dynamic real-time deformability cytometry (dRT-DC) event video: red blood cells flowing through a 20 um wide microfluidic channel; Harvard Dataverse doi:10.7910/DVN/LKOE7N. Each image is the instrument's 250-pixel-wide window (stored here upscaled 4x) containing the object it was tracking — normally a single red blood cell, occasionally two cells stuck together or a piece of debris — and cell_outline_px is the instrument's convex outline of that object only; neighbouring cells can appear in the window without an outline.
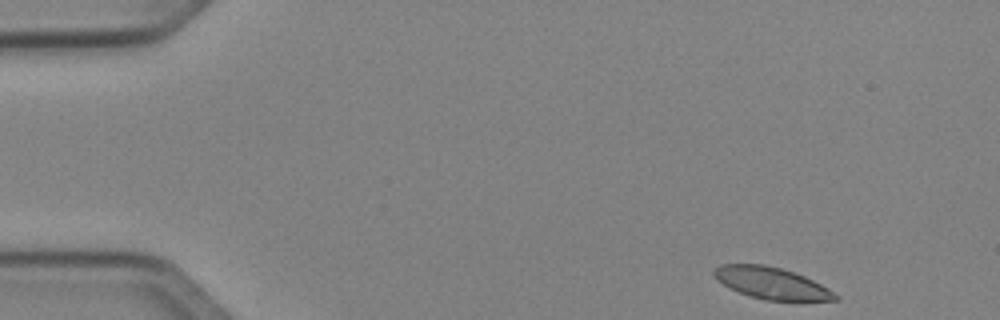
{"species": "Egyptian fruit bat (a non-hibernating species)", "species_latin": "Rousettus aegyptiacus", "temperature_condition": "cold", "stored_images_in_passage": 44, "camera_frame_rate_fps": 3000, "um_per_image_px": 0.085, "animal": {"sex": "female"}, "frame": {"image": 1, "passage_image": 1, "time_ms": 0.0, "image_size_px": [1000, 320], "cell_outline_px": [[840, 300], [764, 300], [748, 296], [728, 288], [716, 280], [712, 276], [712, 272], [720, 264], [764, 264], [780, 268], [804, 276], [828, 288], [840, 296]], "centroid_in_image_um": [65.53, 24.07], "position_along_channel_um": 19.5, "area_um2": 22.48}}
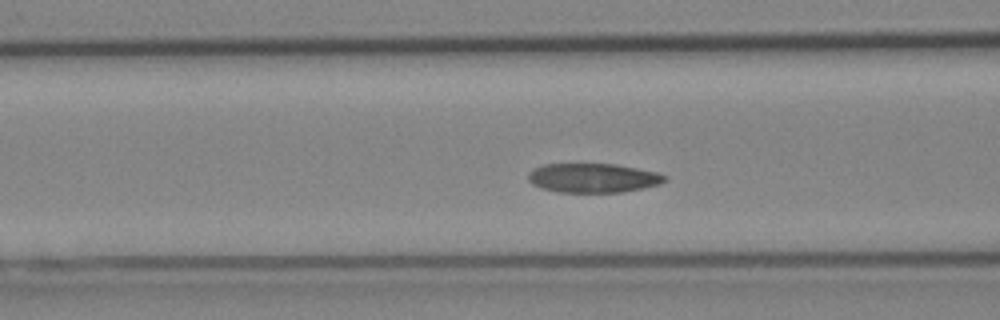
{"frame": {"image": 2, "passage_image": 16, "time_ms": 5.0, "image_size_px": [1000, 320], "cell_outline_px": [[668, 180], [660, 184], [620, 192], [560, 192], [540, 188], [532, 184], [528, 180], [528, 172], [532, 168], [544, 164], [616, 164], [656, 172], [668, 176]], "centroid_in_image_um": [50.38, 15.12], "position_along_channel_um": 116.2, "area_um2": 23.29}}
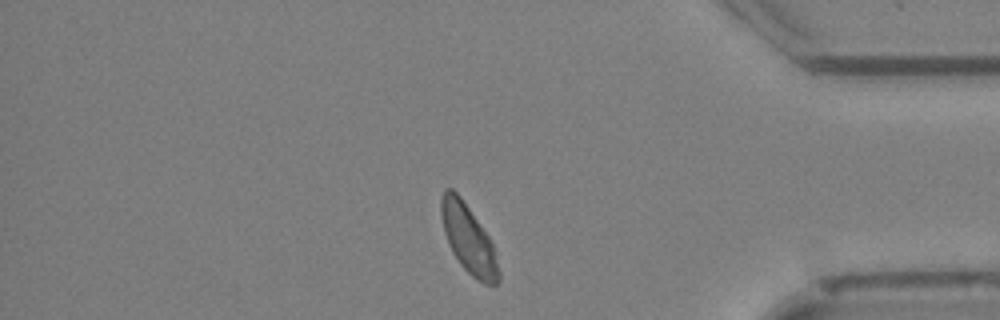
{"frame": {"image": 3, "passage_image": 39, "time_ms": 12.667, "image_size_px": [1000, 320], "cell_outline_px": [[500, 280], [496, 284], [484, 284], [472, 276], [460, 264], [452, 252], [448, 244], [444, 232], [440, 216], [440, 196], [444, 188], [452, 188], [460, 196], [488, 236], [492, 244], [500, 272]], "centroid_in_image_um": [39.78, 20.3], "position_along_channel_um": 395.4, "area_um2": 22.83}, "authors_computed_cell_mechanics": {"area_um2": 23.2934, "velocity_mm_per_s": 3.984, "shape_relaxation_time_tau1_ms": 4.3417, "shape_relaxation_time_tau2_ms": 2.7468, "deformation_change_tau1": 0.0914, "deformation_change_tau2": 0.0596}}